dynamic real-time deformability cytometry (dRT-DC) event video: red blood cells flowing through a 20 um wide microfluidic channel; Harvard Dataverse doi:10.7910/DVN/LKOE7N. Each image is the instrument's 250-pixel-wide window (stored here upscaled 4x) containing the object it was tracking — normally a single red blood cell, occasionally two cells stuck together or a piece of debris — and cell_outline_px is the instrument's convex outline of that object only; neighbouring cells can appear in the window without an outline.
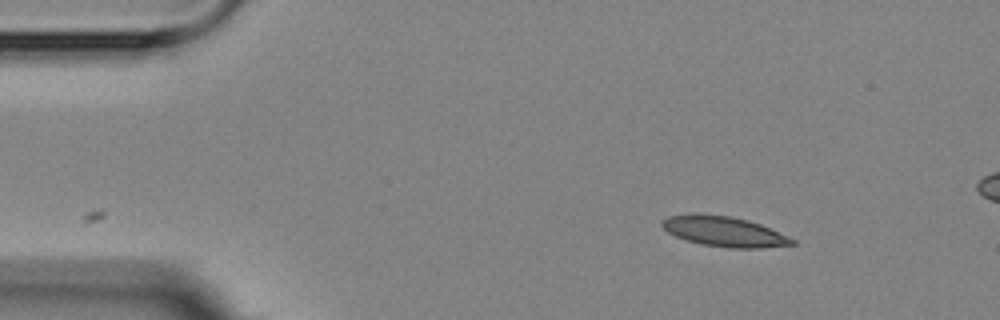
{"species": "Egyptian fruit bat (a non-hibernating species)", "species_latin": "Rousettus aegyptiacus", "temperature_condition": "room temperature", "stored_images_in_passage": 4, "segment_of_instrument_passage": [1, 2], "camera_frame_rate_fps": 3000, "um_per_image_px": 0.085, "animal": {"sex": "female"}, "frame": {"image": 1, "passage_image": 1, "time_ms": 0.0, "image_size_px": [1000, 320], "cell_outline_px": [[796, 244], [760, 248], [728, 248], [700, 244], [676, 236], [668, 232], [660, 224], [668, 216], [692, 212], [696, 212], [732, 216], [748, 220], [760, 224], [788, 236], [796, 240]], "centroid_in_image_um": [61.54, 19.66], "position_along_channel_um": 23.5, "area_um2": 23.06}}